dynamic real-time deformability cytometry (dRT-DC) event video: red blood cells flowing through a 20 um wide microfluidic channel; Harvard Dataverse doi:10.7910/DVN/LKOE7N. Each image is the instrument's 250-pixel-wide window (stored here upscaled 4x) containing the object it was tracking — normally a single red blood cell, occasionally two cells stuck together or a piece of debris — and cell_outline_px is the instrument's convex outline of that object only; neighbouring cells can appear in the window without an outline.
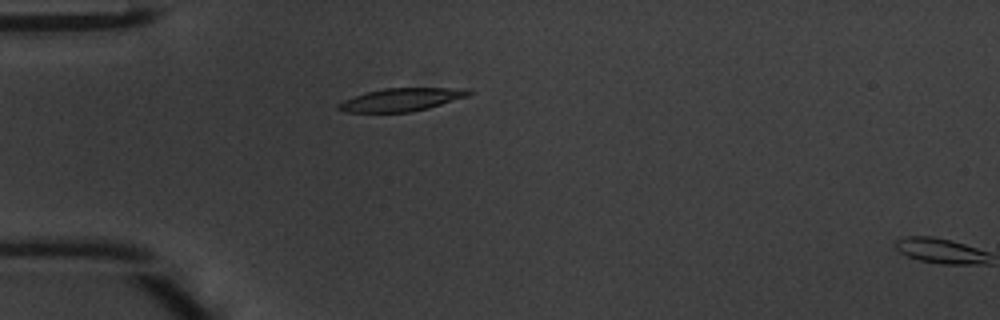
{"species": "common noctule bat (a hibernating species)", "species_latin": "Nyctalus noctula", "temperature_condition": "warm", "stored_images_in_passage": 2, "camera_frame_rate_fps": 3000, "um_per_image_px": 0.085, "animal": {"sex": "male", "body_mass_g": 20.1, "forearm_length_mm": 53.5}, "frame": {"image": 1, "passage_image": 1, "time_ms": 0.0, "image_size_px": [1000, 320], "cell_outline_px": [[472, 92], [468, 96], [428, 108], [412, 112], [344, 112], [336, 108], [336, 104], [344, 100], [368, 92], [384, 88], [468, 88]], "centroid_in_image_um": [34.12, 8.47], "position_along_channel_um": 50.9, "area_um2": 17.34}}